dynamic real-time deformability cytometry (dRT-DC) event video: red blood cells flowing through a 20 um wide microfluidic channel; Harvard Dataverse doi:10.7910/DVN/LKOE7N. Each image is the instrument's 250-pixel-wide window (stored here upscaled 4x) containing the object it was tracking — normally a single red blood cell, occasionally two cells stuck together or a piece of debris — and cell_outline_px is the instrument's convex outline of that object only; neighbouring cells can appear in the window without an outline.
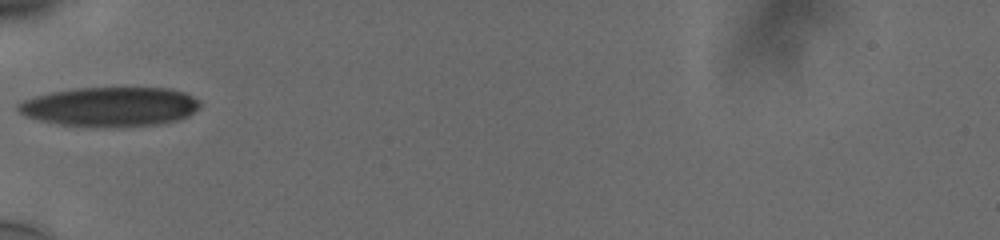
{"species": "human", "species_latin": "Homo sapiens", "temperature_condition": "cold", "stored_images_in_passage": 23, "camera_frame_rate_fps": 3000, "um_per_image_px": 0.085, "donor": {"sex": "male"}, "frame": {"image": 1, "passage_image": 1, "time_ms": 0.0, "image_size_px": [1000, 240], "cell_outline_px": [[200, 108], [188, 116], [176, 120], [156, 124], [104, 128], [92, 128], [60, 124], [40, 120], [28, 116], [20, 112], [16, 108], [16, 104], [24, 100], [36, 96], [52, 92], [76, 88], [172, 88], [184, 92], [200, 100]], "centroid_in_image_um": [9.38, 9.08], "position_along_channel_um": 75.6, "area_um2": 41.96}}